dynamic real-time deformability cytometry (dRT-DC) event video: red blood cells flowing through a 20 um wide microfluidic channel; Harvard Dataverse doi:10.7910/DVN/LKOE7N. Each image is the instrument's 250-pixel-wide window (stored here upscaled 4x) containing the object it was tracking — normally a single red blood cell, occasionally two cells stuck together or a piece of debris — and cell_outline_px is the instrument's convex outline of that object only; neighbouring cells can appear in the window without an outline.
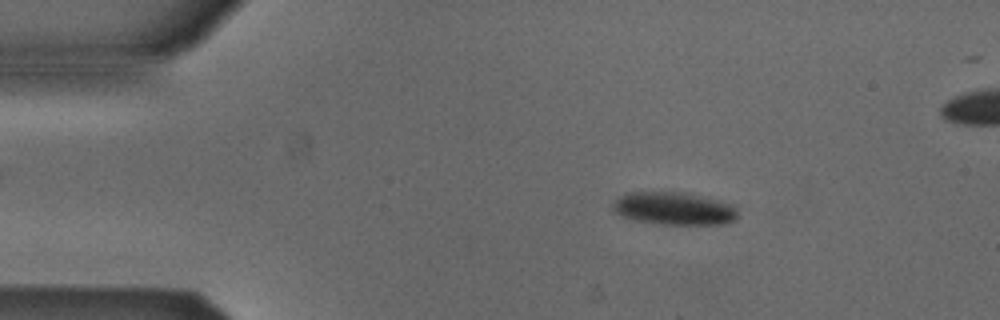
{"species": "Egyptian fruit bat (a non-hibernating species)", "species_latin": "Rousettus aegyptiacus", "temperature_condition": "cold", "stored_images_in_passage": 51, "camera_frame_rate_fps": 3000, "um_per_image_px": 0.085, "animal": {"sex": "male"}, "frame": {"image": 1, "passage_image": 8, "time_ms": 2.333, "image_size_px": [1000, 320], "cell_outline_px": [[736, 220], [724, 224], [660, 224], [636, 220], [620, 216], [612, 212], [612, 204], [620, 196], [628, 192], [684, 192], [716, 200], [728, 204], [736, 208]], "centroid_in_image_um": [57.22, 17.73], "position_along_channel_um": 27.8, "area_um2": 23.7}}
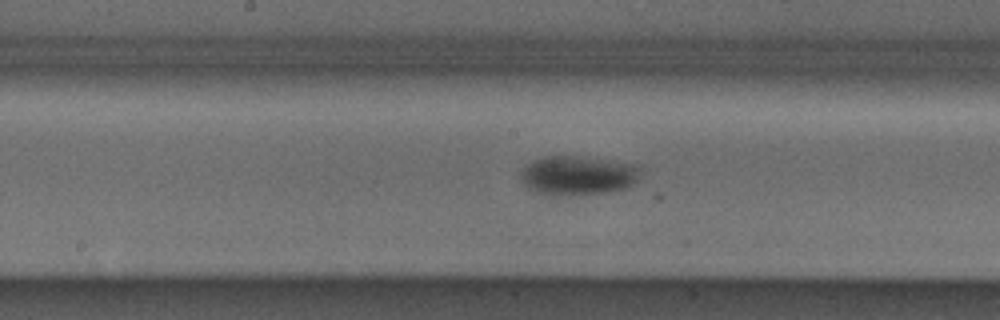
{"frame": {"image": 2, "passage_image": 26, "time_ms": 8.333, "image_size_px": [1000, 320], "cell_outline_px": [[640, 168], [636, 180], [628, 188], [604, 192], [556, 196], [548, 196], [528, 188], [520, 180], [520, 172], [532, 160], [544, 156], [572, 156], [636, 164]], "centroid_in_image_um": [49.06, 14.92], "position_along_channel_um": 199.1, "area_um2": 27.17}}
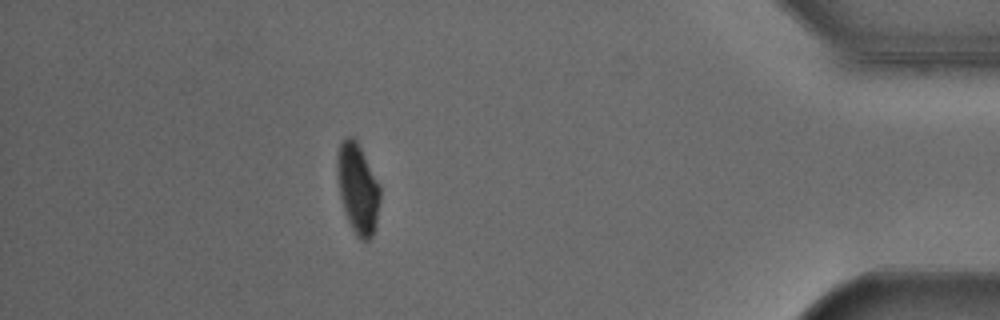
{"frame": {"image": 3, "passage_image": 46, "time_ms": 15.0, "image_size_px": [1000, 320], "cell_outline_px": [[380, 200], [376, 224], [372, 236], [368, 240], [360, 240], [356, 236], [348, 220], [340, 196], [336, 176], [336, 156], [340, 144], [348, 136], [352, 136], [356, 140], [380, 184]], "centroid_in_image_um": [30.4, 16.02], "position_along_channel_um": 404.8, "area_um2": 22.54}, "authors_computed_cell_mechanics": {"area_um2": 25.432, "velocity_mm_per_s": 3.8366, "shape_relaxation_time_tau1_ms": 3.4767, "shape_relaxation_time_tau2_ms": null, "deformation_change_tau1": 0.1091, "deformation_change_tau2": null}}